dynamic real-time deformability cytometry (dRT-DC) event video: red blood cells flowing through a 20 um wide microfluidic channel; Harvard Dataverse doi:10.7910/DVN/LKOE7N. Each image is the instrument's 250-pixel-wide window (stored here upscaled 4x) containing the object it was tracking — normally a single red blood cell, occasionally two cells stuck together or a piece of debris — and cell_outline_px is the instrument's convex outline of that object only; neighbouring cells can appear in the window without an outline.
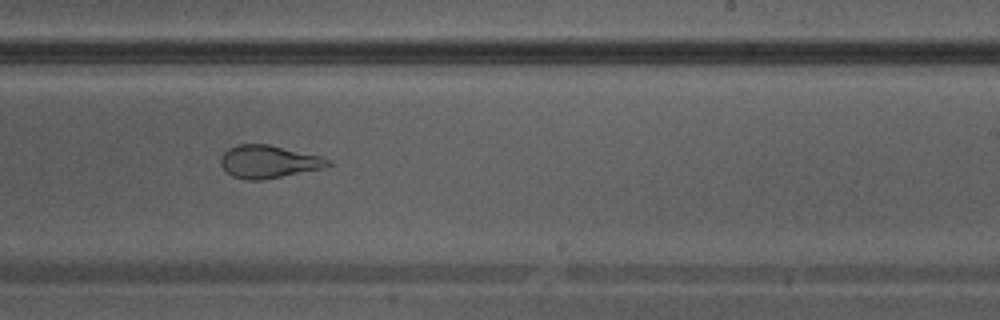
{"species": "Egyptian fruit bat (a non-hibernating species)", "species_latin": "Rousettus aegyptiacus", "temperature_condition": "warm", "stored_images_in_passage": 37, "camera_frame_rate_fps": 3000, "um_per_image_px": 0.085, "animal": {"sex": "male"}, "frame": {"image": 1, "passage_image": 22, "time_ms": 7.0, "image_size_px": [1000, 320], "cell_outline_px": [[332, 164], [324, 168], [260, 180], [248, 180], [232, 176], [220, 164], [220, 156], [228, 148], [240, 144], [268, 144], [320, 156], [332, 160]], "centroid_in_image_um": [22.82, 13.74], "position_along_channel_um": 266.2, "area_um2": 20.35}}